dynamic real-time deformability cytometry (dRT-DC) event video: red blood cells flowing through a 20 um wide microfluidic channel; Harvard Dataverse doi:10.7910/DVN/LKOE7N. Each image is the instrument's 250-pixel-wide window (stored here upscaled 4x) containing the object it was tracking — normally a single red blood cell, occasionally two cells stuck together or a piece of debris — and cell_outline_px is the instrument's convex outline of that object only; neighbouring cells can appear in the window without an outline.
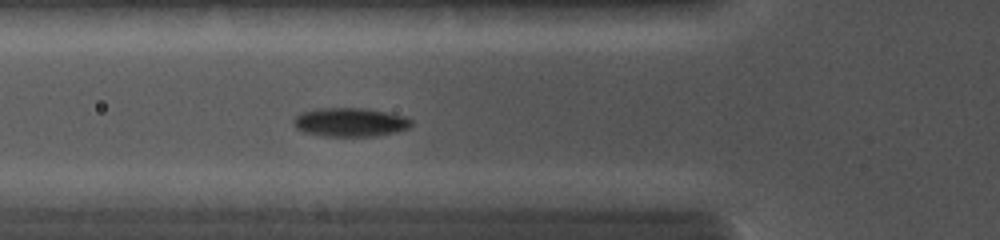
{"species": "common noctule bat (a hibernating species)", "species_latin": "Nyctalus noctula", "temperature_condition": "cold", "stored_images_in_passage": 22, "camera_frame_rate_fps": 5000, "um_per_image_px": 0.085, "animal": {"sex": "female", "body_mass_g": 19.0, "forearm_length_mm": 56.7}, "frame": {"image": 1, "passage_image": 7, "time_ms": 4.6, "image_size_px": [1000, 240], "cell_outline_px": [[412, 124], [408, 128], [396, 132], [376, 136], [324, 136], [300, 132], [292, 124], [292, 120], [300, 112], [312, 108], [364, 108], [404, 116], [412, 120]], "centroid_in_image_um": [29.69, 10.39], "position_along_channel_um": 96.1, "area_um2": 20.0}}
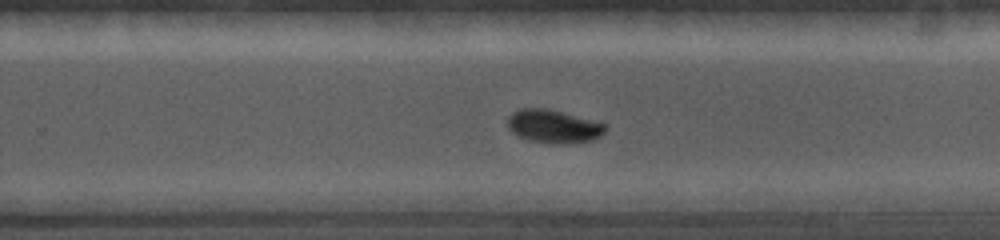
{"frame": {"image": 2, "passage_image": 15, "time_ms": 8.8, "image_size_px": [1000, 240], "cell_outline_px": [[608, 128], [600, 136], [592, 140], [568, 144], [548, 144], [528, 140], [512, 132], [508, 128], [508, 116], [512, 112], [520, 108], [548, 108], [608, 124]], "centroid_in_image_um": [47.06, 10.74], "position_along_channel_um": 282.7, "area_um2": 19.25}}
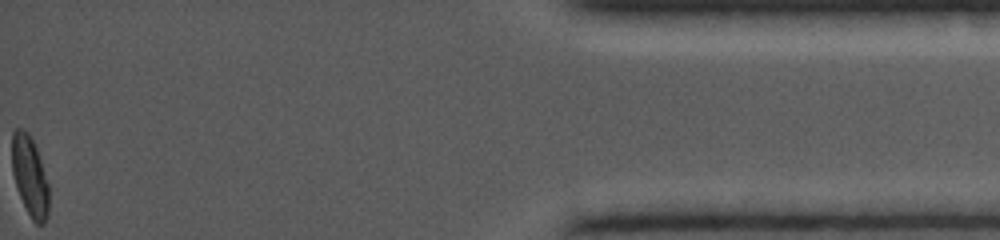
{"frame": {"image": 3, "passage_image": 22, "time_ms": 13.8, "image_size_px": [1000, 240], "cell_outline_px": [[48, 216], [44, 224], [36, 224], [32, 220], [20, 196], [12, 172], [12, 132], [16, 128], [20, 128], [28, 132], [36, 148], [48, 184]], "centroid_in_image_um": [2.53, 14.97], "position_along_channel_um": 432.7, "area_um2": 16.94}}